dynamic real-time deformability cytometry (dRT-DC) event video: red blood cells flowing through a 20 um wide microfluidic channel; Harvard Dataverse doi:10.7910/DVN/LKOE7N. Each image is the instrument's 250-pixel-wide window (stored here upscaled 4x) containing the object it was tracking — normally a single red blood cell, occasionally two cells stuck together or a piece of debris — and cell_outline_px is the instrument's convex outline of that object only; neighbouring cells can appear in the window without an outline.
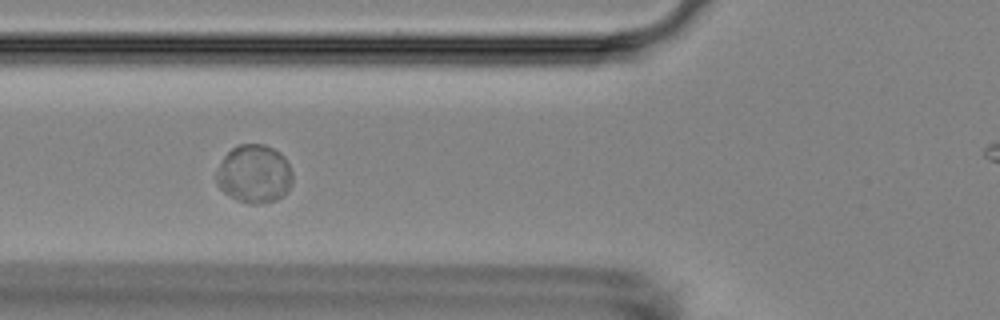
{"species": "Egyptian fruit bat (a non-hibernating species)", "species_latin": "Rousettus aegyptiacus", "temperature_condition": "room temperature", "stored_images_in_passage": 5, "camera_frame_rate_fps": 3000, "um_per_image_px": 0.085, "animal": {"sex": "female"}, "frame": {"image": 1, "passage_image": 2, "time_ms": 1.0, "image_size_px": [1000, 320], "cell_outline_px": [[292, 184], [288, 192], [284, 196], [276, 200], [256, 204], [248, 204], [236, 200], [224, 192], [216, 184], [216, 172], [224, 156], [232, 148], [240, 144], [264, 144], [280, 152], [284, 156], [292, 172]], "centroid_in_image_um": [21.62, 14.8], "position_along_channel_um": 104.2, "area_um2": 26.13}}
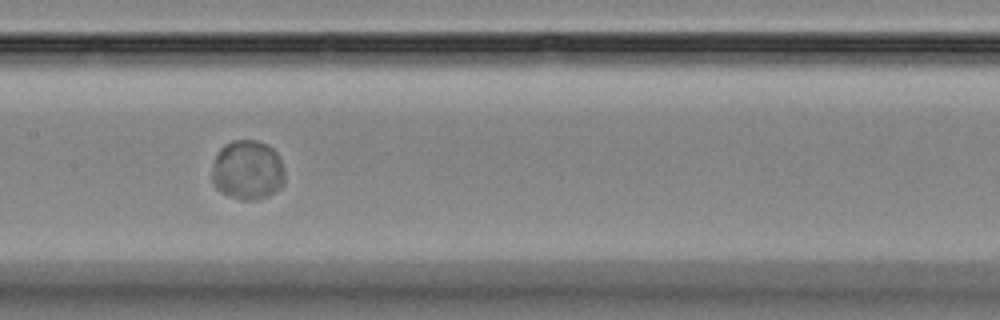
{"frame": {"image": 2, "passage_image": 4, "time_ms": 3.333, "image_size_px": [1000, 320], "cell_outline_px": [[284, 184], [276, 192], [268, 196], [256, 200], [240, 200], [228, 196], [220, 192], [212, 184], [212, 164], [216, 152], [224, 144], [232, 140], [256, 140], [268, 144], [276, 152], [284, 168]], "centroid_in_image_um": [21.02, 14.46], "position_along_channel_um": 186.4, "area_um2": 25.89}}
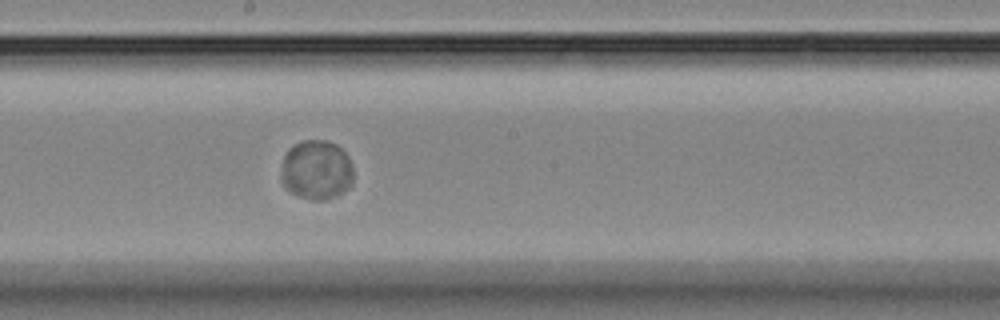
{"frame": {"image": 3, "passage_image": 5, "time_ms": 4.333, "image_size_px": [1000, 320], "cell_outline_px": [[352, 184], [344, 192], [328, 200], [312, 200], [296, 196], [288, 192], [280, 180], [280, 176], [284, 156], [288, 148], [300, 140], [324, 140], [336, 144], [344, 152], [352, 164]], "centroid_in_image_um": [26.87, 14.47], "position_along_channel_um": 221.3, "area_um2": 25.55}}